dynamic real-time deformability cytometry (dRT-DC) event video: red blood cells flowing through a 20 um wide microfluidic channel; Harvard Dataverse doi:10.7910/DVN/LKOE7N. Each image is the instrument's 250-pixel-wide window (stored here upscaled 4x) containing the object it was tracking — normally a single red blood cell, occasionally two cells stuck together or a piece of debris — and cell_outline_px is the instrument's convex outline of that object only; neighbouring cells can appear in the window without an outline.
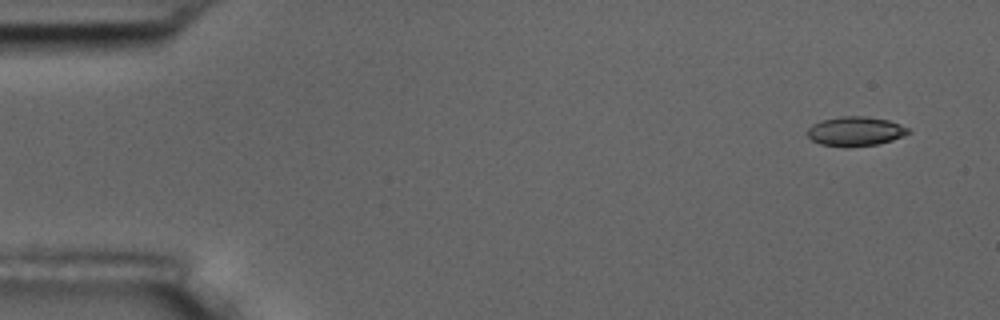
{"species": "common noctule bat (a hibernating species)", "species_latin": "Nyctalus noctula", "temperature_condition": "room temperature", "stored_images_in_passage": 6, "segment_of_instrument_passage": [2, 2], "camera_frame_rate_fps": 3000, "um_per_image_px": 0.085, "animal": {"sex": "male", "body_mass_g": 17.5, "forearm_length_mm": 52.3}, "frame": {"image": 1, "passage_image": 6, "time_ms": 6.0, "image_size_px": [1000, 320], "cell_outline_px": [[912, 132], [904, 136], [892, 140], [876, 144], [844, 148], [820, 144], [812, 140], [808, 136], [808, 128], [812, 124], [820, 120], [840, 116], [864, 116], [888, 120], [908, 128]], "centroid_in_image_um": [72.69, 11.17], "position_along_channel_um": 12.3, "area_um2": 17.4}}